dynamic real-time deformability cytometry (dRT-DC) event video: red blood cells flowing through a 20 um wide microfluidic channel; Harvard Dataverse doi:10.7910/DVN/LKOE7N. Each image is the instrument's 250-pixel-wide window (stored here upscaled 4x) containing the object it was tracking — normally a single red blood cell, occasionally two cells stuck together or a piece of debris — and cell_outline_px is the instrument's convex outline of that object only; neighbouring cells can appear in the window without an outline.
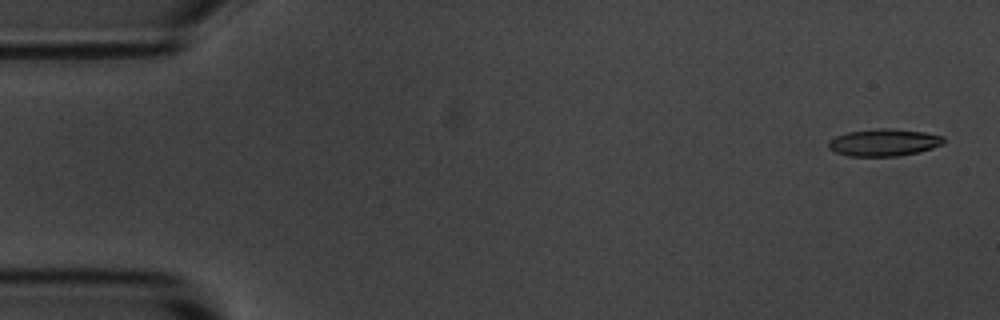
{"species": "common noctule bat (a hibernating species)", "species_latin": "Nyctalus noctula", "temperature_condition": "room temperature", "stored_images_in_passage": 6, "camera_frame_rate_fps": 3000, "um_per_image_px": 0.085, "animal": {"sex": "male", "body_mass_g": 20.1, "forearm_length_mm": 53.5}, "frame": {"image": 1, "passage_image": 1, "time_ms": 0.0, "image_size_px": [1000, 320], "cell_outline_px": [[944, 144], [932, 148], [916, 152], [896, 156], [848, 156], [836, 152], [828, 148], [828, 140], [836, 136], [848, 132], [880, 128], [892, 128], [924, 132], [944, 136]], "centroid_in_image_um": [75.12, 12.1], "position_along_channel_um": 9.9, "area_um2": 18.21}}
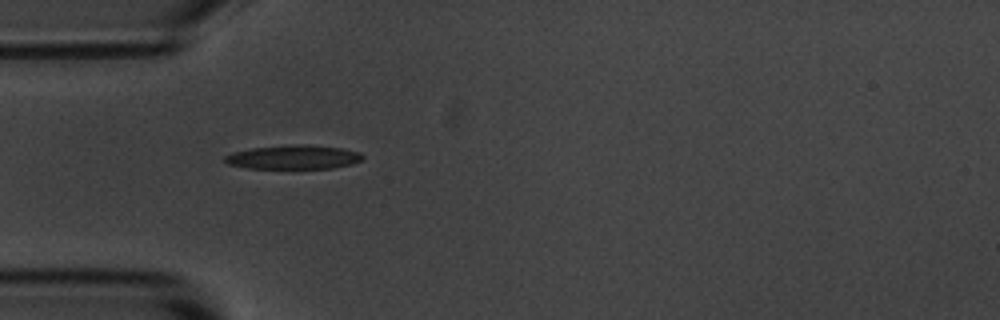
{"frame": {"image": 2, "passage_image": 5, "time_ms": 4.667, "image_size_px": [1000, 320], "cell_outline_px": [[364, 156], [360, 160], [352, 164], [332, 168], [248, 168], [228, 164], [224, 160], [224, 156], [232, 152], [252, 148], [292, 144], [304, 144], [340, 148], [360, 152]], "centroid_in_image_um": [24.93, 13.35], "position_along_channel_um": 60.1, "area_um2": 19.19}}